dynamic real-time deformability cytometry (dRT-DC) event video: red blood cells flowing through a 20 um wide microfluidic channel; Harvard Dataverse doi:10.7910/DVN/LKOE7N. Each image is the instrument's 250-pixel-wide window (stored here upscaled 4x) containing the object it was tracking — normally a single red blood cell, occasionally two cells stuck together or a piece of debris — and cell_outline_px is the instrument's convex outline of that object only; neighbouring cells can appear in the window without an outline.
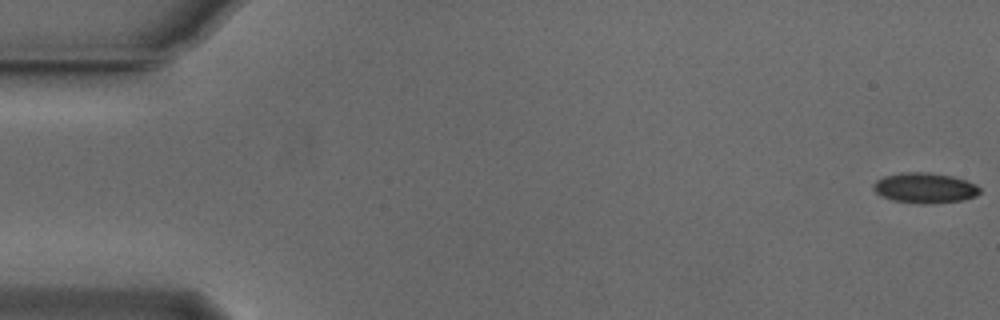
{"species": "Egyptian fruit bat (a non-hibernating species)", "species_latin": "Rousettus aegyptiacus", "temperature_condition": "cold", "stored_images_in_passage": 54, "camera_frame_rate_fps": 3000, "um_per_image_px": 0.085, "animal": {"sex": "male"}, "frame": {"image": 1, "passage_image": 1, "time_ms": 0.0, "image_size_px": [1000, 320], "cell_outline_px": [[980, 192], [976, 196], [964, 200], [932, 204], [920, 204], [892, 200], [880, 196], [872, 188], [872, 184], [876, 180], [884, 176], [900, 172], [928, 172], [952, 176], [976, 184], [980, 188]], "centroid_in_image_um": [78.59, 15.98], "position_along_channel_um": 6.4, "area_um2": 19.07}}
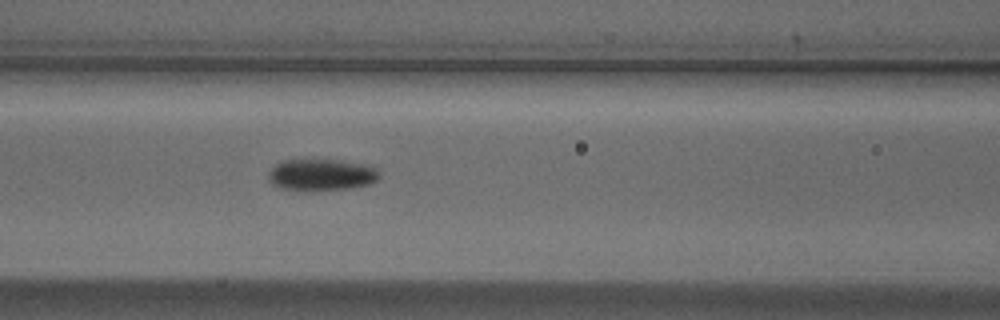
{"frame": {"image": 2, "passage_image": 23, "time_ms": 7.333, "image_size_px": [1000, 320], "cell_outline_px": [[380, 176], [372, 184], [352, 188], [280, 188], [272, 184], [268, 180], [268, 172], [276, 164], [284, 160], [340, 160], [360, 164], [376, 168], [380, 172]], "centroid_in_image_um": [27.34, 14.83], "position_along_channel_um": 139.3, "area_um2": 19.77}}
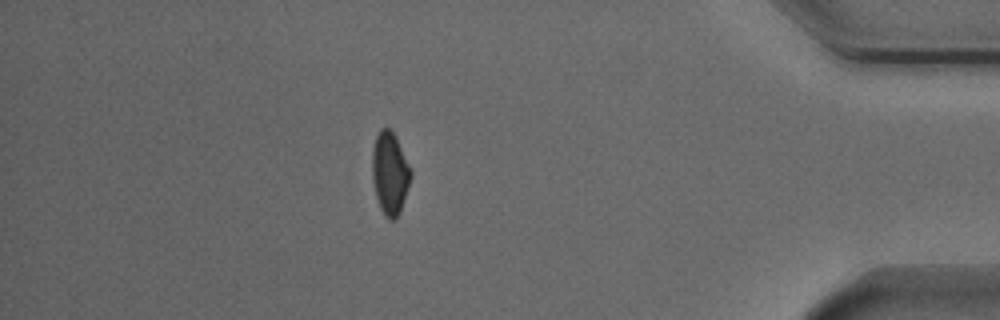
{"frame": {"image": 3, "passage_image": 47, "time_ms": 15.333, "image_size_px": [1000, 320], "cell_outline_px": [[412, 176], [400, 212], [392, 220], [388, 220], [384, 216], [380, 208], [376, 196], [372, 180], [372, 148], [376, 136], [380, 128], [388, 128], [396, 136], [412, 172]], "centroid_in_image_um": [33.13, 14.72], "position_along_channel_um": 402.1, "area_um2": 18.61}, "authors_computed_cell_mechanics": {"area_um2": 19.2474, "velocity_mm_per_s": 3.8528, "shape_relaxation_time_tau1_ms": 3.1287, "shape_relaxation_time_tau2_ms": null, "deformation_change_tau1": 0.0924, "deformation_change_tau2": null}}